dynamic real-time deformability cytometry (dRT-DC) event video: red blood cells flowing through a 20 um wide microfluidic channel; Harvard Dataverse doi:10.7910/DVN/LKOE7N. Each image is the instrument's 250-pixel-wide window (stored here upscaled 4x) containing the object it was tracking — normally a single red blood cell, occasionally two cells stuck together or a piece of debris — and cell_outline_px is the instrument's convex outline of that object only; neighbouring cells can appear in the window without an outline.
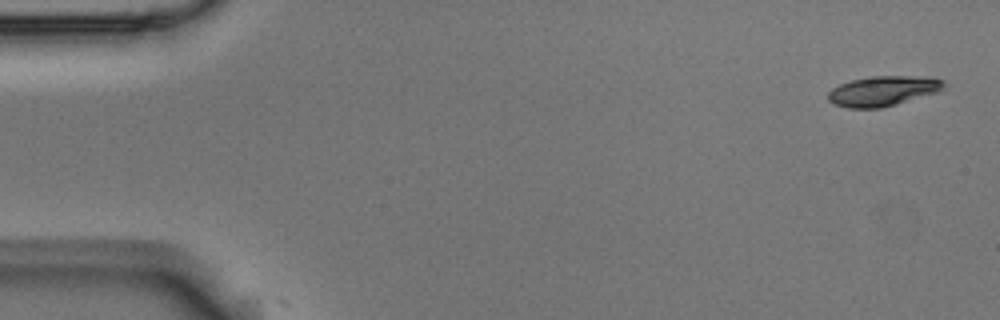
{"species": "Egyptian fruit bat (a non-hibernating species)", "species_latin": "Rousettus aegyptiacus", "temperature_condition": "room temperature", "stored_images_in_passage": 2, "camera_frame_rate_fps": 3000, "um_per_image_px": 0.085, "animal": {"sex": "male"}, "frame": {"image": 1, "passage_image": 1, "time_ms": 0.0, "image_size_px": [1000, 320], "cell_outline_px": [[948, 84], [940, 92], [896, 104], [880, 108], [848, 108], [836, 104], [828, 100], [828, 92], [832, 88], [840, 84], [852, 80], [872, 76], [912, 76], [944, 80]], "centroid_in_image_um": [75.09, 7.73], "position_along_channel_um": 9.9, "area_um2": 20.23}}